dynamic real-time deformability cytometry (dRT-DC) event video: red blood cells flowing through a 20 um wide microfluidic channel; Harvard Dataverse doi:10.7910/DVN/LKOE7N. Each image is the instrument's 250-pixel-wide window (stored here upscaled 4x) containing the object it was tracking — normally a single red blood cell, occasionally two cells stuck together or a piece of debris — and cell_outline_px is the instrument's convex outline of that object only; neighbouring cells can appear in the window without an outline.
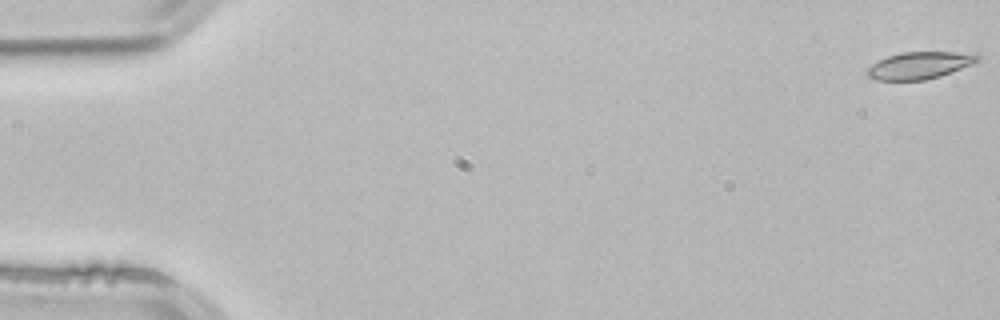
{"species": "common noctule bat (a hibernating species)", "species_latin": "Nyctalus noctula", "temperature_condition": "room temperature", "stored_images_in_passage": 4, "camera_frame_rate_fps": 3000, "um_per_image_px": 0.085, "animal": {"sex": "male", "body_mass_g": 21.5, "forearm_length_mm": 52.0}, "frame": {"image": 1, "passage_image": 1, "time_ms": 0.0, "image_size_px": [1000, 320], "cell_outline_px": [[984, 60], [940, 76], [924, 80], [876, 80], [868, 76], [864, 72], [872, 64], [888, 56], [900, 52], [976, 52]], "centroid_in_image_um": [78.23, 5.54], "position_along_channel_um": 6.8, "area_um2": 17.69}}
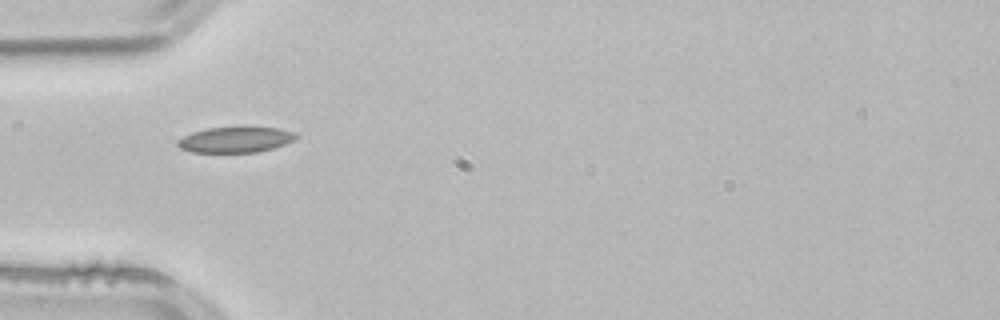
{"frame": {"image": 2, "passage_image": 4, "time_ms": 1.0, "image_size_px": [1000, 320], "cell_outline_px": [[300, 136], [284, 144], [272, 148], [256, 152], [192, 152], [180, 148], [176, 144], [176, 140], [192, 132], [208, 128], [244, 124], [276, 128], [296, 132]], "centroid_in_image_um": [20.03, 11.82], "position_along_channel_um": 65.0, "area_um2": 18.38}}